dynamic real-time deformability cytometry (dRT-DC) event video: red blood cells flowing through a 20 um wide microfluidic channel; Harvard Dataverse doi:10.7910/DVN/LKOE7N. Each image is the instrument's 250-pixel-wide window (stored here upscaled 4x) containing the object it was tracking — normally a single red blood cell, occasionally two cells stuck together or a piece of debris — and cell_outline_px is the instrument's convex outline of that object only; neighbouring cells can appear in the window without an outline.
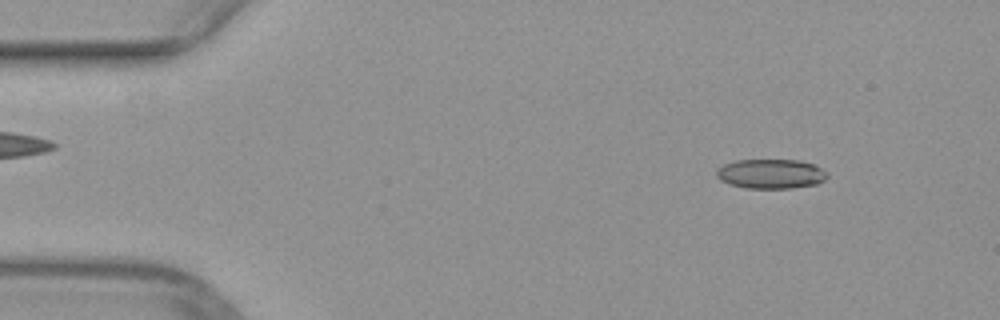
{"species": "common noctule bat (a hibernating species)", "species_latin": "Nyctalus noctula", "temperature_condition": "warm", "stored_images_in_passage": 46, "camera_frame_rate_fps": 3000, "um_per_image_px": 0.085, "animal": {"sex": "female", "body_mass_g": 29.2, "forearm_length_mm": 56.3}, "frame": {"image": 1, "passage_image": 1, "time_ms": 0.0, "image_size_px": [1000, 320], "cell_outline_px": [[828, 176], [824, 180], [816, 184], [792, 188], [744, 188], [720, 180], [716, 176], [716, 168], [724, 164], [736, 160], [800, 160], [812, 164], [820, 168]], "centroid_in_image_um": [65.48, 14.77], "position_along_channel_um": 19.5, "area_um2": 18.96}}
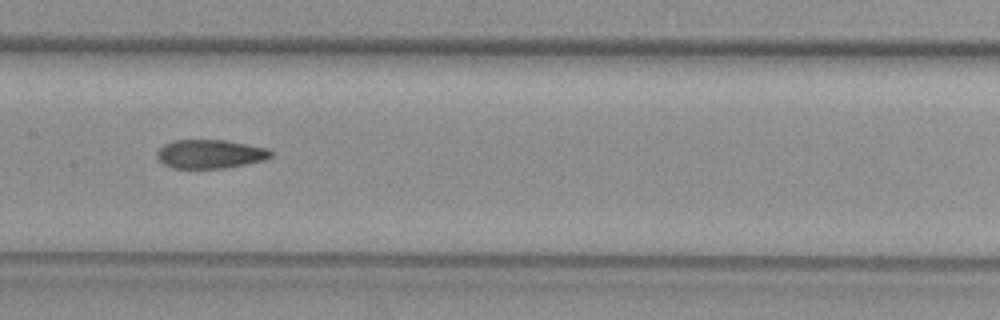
{"frame": {"image": 2, "passage_image": 20, "time_ms": 6.333, "image_size_px": [1000, 320], "cell_outline_px": [[272, 156], [264, 160], [224, 168], [172, 168], [164, 164], [156, 156], [156, 152], [164, 144], [172, 140], [224, 140], [268, 148], [272, 152]], "centroid_in_image_um": [17.84, 13.08], "position_along_channel_um": 189.6, "area_um2": 19.02}}
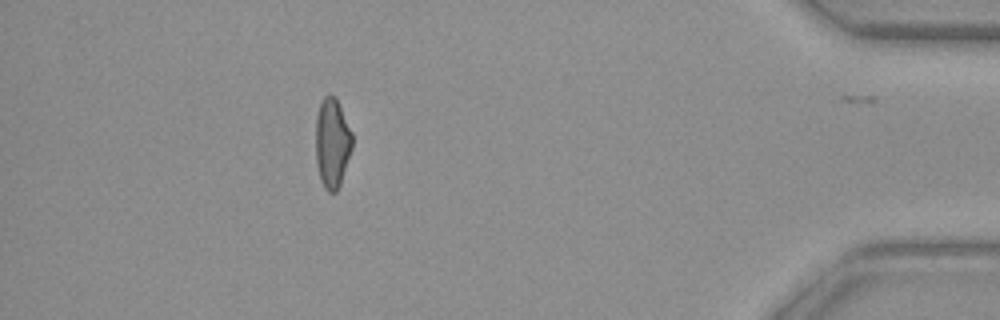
{"frame": {"image": 3, "passage_image": 40, "time_ms": 13.0, "image_size_px": [1000, 320], "cell_outline_px": [[352, 148], [340, 184], [336, 192], [328, 192], [324, 188], [320, 180], [316, 164], [316, 116], [320, 104], [324, 96], [328, 92], [336, 96], [352, 132]], "centroid_in_image_um": [28.23, 12.13], "position_along_channel_um": 407.0, "area_um2": 19.31}}